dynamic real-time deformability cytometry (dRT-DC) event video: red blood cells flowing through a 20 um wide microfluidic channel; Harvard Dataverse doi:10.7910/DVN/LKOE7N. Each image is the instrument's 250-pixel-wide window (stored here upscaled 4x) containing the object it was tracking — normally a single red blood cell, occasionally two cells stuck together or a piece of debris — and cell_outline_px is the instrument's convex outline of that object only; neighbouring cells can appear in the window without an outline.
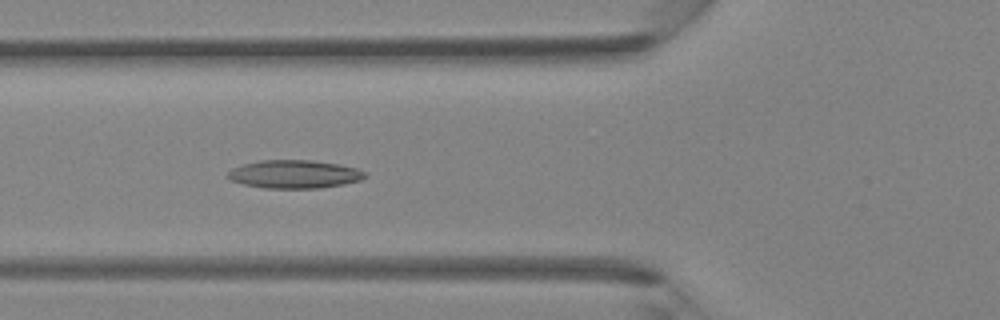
{"species": "Egyptian fruit bat (a non-hibernating species)", "species_latin": "Rousettus aegyptiacus", "temperature_condition": "room temperature", "stored_images_in_passage": 12, "camera_frame_rate_fps": 3000, "um_per_image_px": 0.085, "animal": {"sex": "female"}, "frame": {"image": 1, "passage_image": 7, "time_ms": 2.0, "image_size_px": [1000, 320], "cell_outline_px": [[368, 176], [360, 180], [344, 184], [320, 188], [264, 188], [244, 184], [232, 180], [224, 176], [232, 168], [244, 164], [260, 160], [312, 160], [340, 164], [356, 168], [364, 172]], "centroid_in_image_um": [25.02, 14.8], "position_along_channel_um": 100.8, "area_um2": 22.6}}
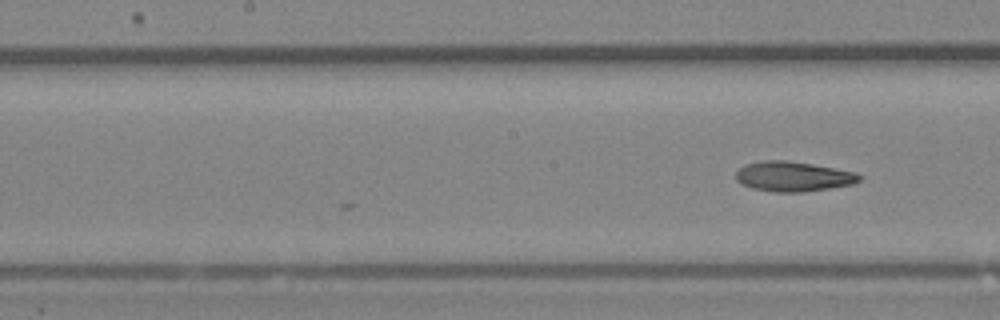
{"frame": {"image": 2, "passage_image": 12, "time_ms": 3.667, "image_size_px": [1000, 320], "cell_outline_px": [[860, 180], [852, 184], [804, 192], [776, 192], [752, 188], [740, 184], [736, 180], [736, 172], [740, 168], [748, 164], [764, 160], [784, 160], [812, 164], [856, 172], [860, 176]], "centroid_in_image_um": [67.4, 15.0], "position_along_channel_um": 180.8, "area_um2": 21.33}}